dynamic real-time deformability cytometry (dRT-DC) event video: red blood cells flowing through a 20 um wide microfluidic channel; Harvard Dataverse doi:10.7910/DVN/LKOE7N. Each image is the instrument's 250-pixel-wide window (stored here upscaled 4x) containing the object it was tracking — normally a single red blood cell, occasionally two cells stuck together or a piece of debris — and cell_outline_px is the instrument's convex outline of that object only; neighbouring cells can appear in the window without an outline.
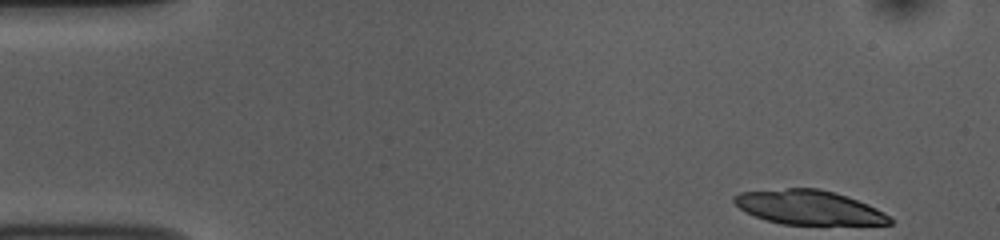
{"species": "common noctule bat (a hibernating species)", "species_latin": "Nyctalus noctula", "temperature_condition": "room temperature", "stored_images_in_passage": 17, "camera_frame_rate_fps": 3000, "um_per_image_px": 0.085, "animal": {"sex": "female", "body_mass_g": 10.0, "forearm_length_mm": 53.1}, "frame": {"image": 1, "passage_image": 1, "time_ms": 0.0, "image_size_px": [1000, 240], "cell_outline_px": [[892, 224], [780, 224], [756, 216], [740, 208], [732, 200], [732, 196], [740, 192], [788, 188], [820, 188], [868, 204], [884, 212], [892, 220]], "centroid_in_image_um": [68.72, 17.62], "position_along_channel_um": 16.3, "area_um2": 30.63}}